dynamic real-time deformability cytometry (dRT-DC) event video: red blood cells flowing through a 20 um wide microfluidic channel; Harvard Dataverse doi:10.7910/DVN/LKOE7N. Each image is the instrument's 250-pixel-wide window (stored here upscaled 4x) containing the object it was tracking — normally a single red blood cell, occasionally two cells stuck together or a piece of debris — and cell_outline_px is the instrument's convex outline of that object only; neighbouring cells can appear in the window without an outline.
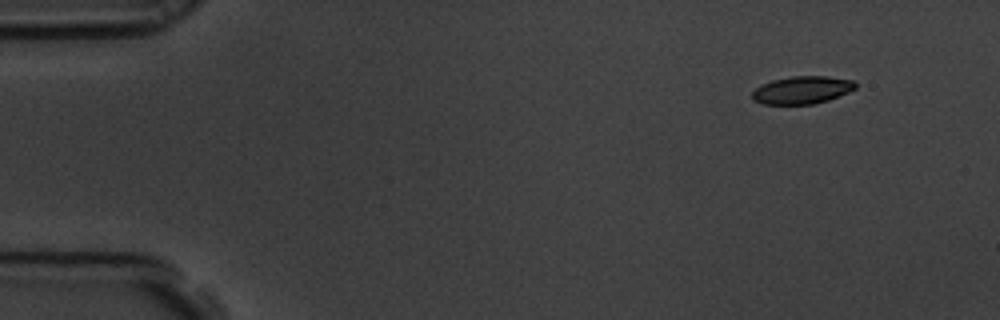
{"species": "common noctule bat (a hibernating species)", "species_latin": "Nyctalus noctula", "temperature_condition": "room temperature", "stored_images_in_passage": 5, "camera_frame_rate_fps": 3000, "um_per_image_px": 0.085, "animal": {"sex": "male", "body_mass_g": 19.5, "forearm_length_mm": 54.6}, "frame": {"image": 1, "passage_image": 1, "time_ms": 0.0, "image_size_px": [1000, 320], "cell_outline_px": [[856, 88], [848, 92], [828, 100], [812, 104], [764, 104], [752, 100], [752, 92], [760, 84], [772, 80], [792, 76], [828, 76], [856, 80]], "centroid_in_image_um": [68.18, 7.64], "position_along_channel_um": 16.8, "area_um2": 16.76}}
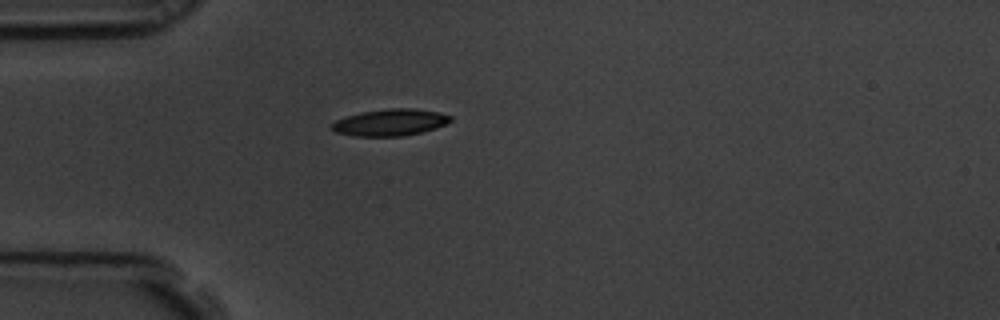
{"frame": {"image": 2, "passage_image": 4, "time_ms": 1.0, "image_size_px": [1000, 320], "cell_outline_px": [[452, 120], [436, 128], [404, 136], [356, 136], [336, 132], [332, 128], [332, 124], [336, 120], [348, 116], [364, 112], [388, 108], [412, 108], [440, 112], [452, 116]], "centroid_in_image_um": [33.21, 10.4], "position_along_channel_um": 51.8, "area_um2": 18.26}}